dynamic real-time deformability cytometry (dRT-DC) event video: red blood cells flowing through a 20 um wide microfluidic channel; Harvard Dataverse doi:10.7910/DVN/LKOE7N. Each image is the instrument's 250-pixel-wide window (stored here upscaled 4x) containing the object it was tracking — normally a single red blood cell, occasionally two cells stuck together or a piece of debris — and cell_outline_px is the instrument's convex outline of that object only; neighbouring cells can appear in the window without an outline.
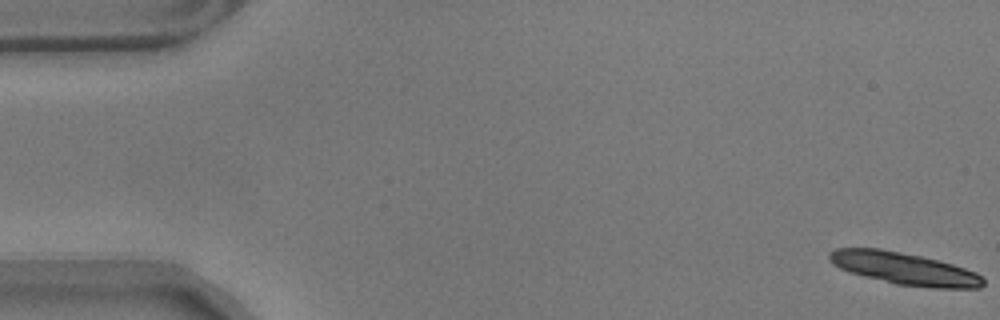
{"species": "common noctule bat (a hibernating species)", "species_latin": "Nyctalus noctula", "temperature_condition": "warm", "stored_images_in_passage": 11, "camera_frame_rate_fps": 3000, "um_per_image_px": 0.085, "animal": {"sex": "male", "body_mass_g": 17.9}, "frame": {"image": 1, "passage_image": 1, "time_ms": 0.0, "image_size_px": [1000, 320], "cell_outline_px": [[984, 284], [980, 288], [932, 288], [896, 284], [848, 272], [832, 264], [828, 260], [828, 252], [836, 248], [880, 248], [920, 256], [952, 264], [976, 272], [984, 276]], "centroid_in_image_um": [76.85, 22.83], "position_along_channel_um": 8.2, "area_um2": 28.96}}